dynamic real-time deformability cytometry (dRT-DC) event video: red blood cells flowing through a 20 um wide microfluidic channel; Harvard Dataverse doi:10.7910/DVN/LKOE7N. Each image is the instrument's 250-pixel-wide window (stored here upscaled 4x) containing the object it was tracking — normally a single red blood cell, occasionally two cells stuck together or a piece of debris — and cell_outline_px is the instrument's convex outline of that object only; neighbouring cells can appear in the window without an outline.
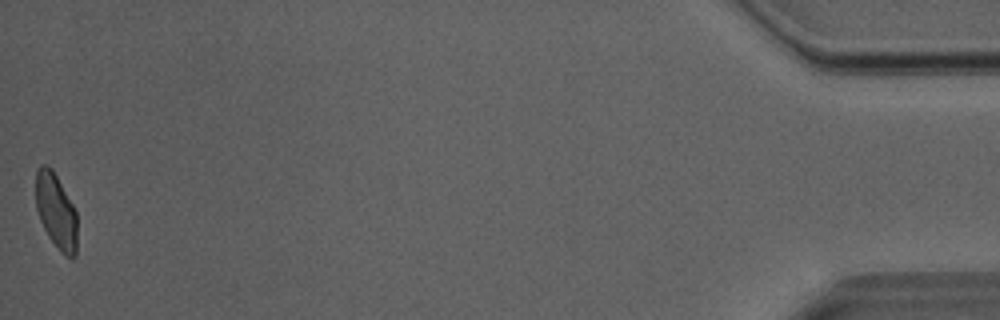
{"species": "Egyptian fruit bat (a non-hibernating species)", "species_latin": "Rousettus aegyptiacus", "temperature_condition": "room temperature", "stored_images_in_passage": 36, "camera_frame_rate_fps": 3000, "um_per_image_px": 0.085, "animal": {"sex": "male"}, "frame": {"image": 1, "passage_image": 36, "time_ms": 11.667, "image_size_px": [1000, 320], "cell_outline_px": [[76, 256], [72, 260], [64, 256], [60, 252], [48, 236], [40, 220], [36, 208], [36, 168], [40, 164], [48, 164], [52, 168], [72, 204], [76, 212]], "centroid_in_image_um": [4.75, 17.96], "position_along_channel_um": 430.4, "area_um2": 18.26}, "authors_computed_cell_mechanics": {"area_um2": 19.1029, "velocity_mm_per_s": 4.0427, "shape_relaxation_time_tau1_ms": 5.6047, "shape_relaxation_time_tau2_ms": 1.5553, "deformation_change_tau1": 0.1325, "deformation_change_tau2": 0.0636}}